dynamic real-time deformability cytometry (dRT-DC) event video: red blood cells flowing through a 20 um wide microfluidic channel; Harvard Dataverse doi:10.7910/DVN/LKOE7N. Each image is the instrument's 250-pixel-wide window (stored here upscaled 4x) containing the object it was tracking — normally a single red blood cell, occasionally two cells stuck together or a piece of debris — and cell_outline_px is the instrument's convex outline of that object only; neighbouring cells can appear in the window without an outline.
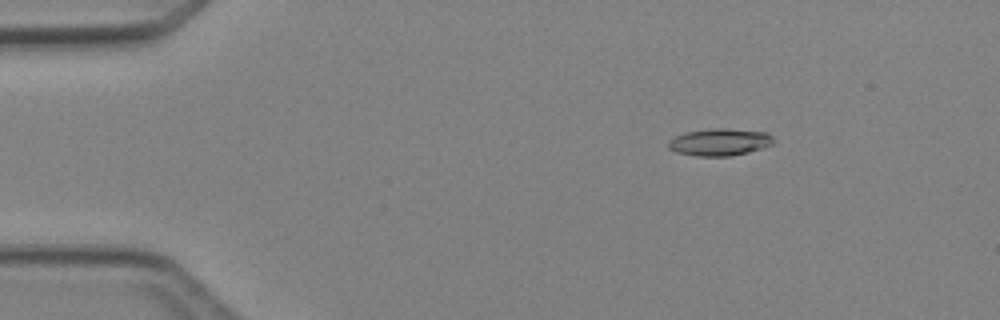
{"species": "Egyptian fruit bat (a non-hibernating species)", "species_latin": "Rousettus aegyptiacus", "temperature_condition": "cold", "stored_images_in_passage": 4, "camera_frame_rate_fps": 3000, "um_per_image_px": 0.085, "animal": {"sex": "female"}, "frame": {"image": 1, "passage_image": 2, "time_ms": 1.0, "image_size_px": [1000, 320], "cell_outline_px": [[772, 144], [748, 152], [728, 156], [696, 156], [676, 152], [668, 148], [668, 140], [684, 132], [708, 128], [728, 128], [768, 132], [772, 136]], "centroid_in_image_um": [61.13, 12.06], "position_along_channel_um": 23.9, "area_um2": 16.7}}
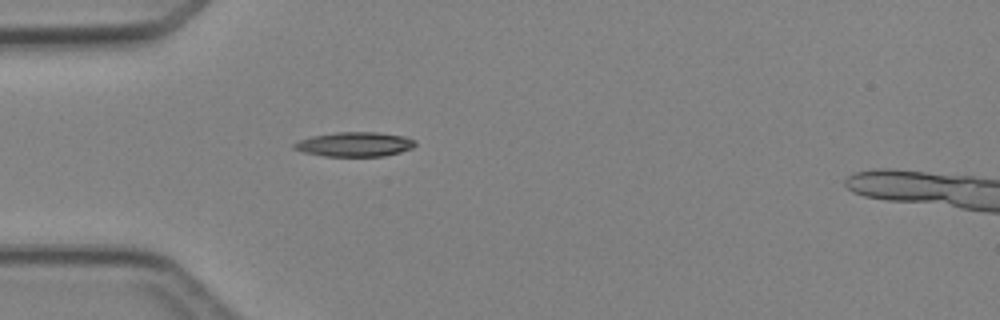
{"frame": {"image": 2, "passage_image": 4, "time_ms": 3.333, "image_size_px": [1000, 320], "cell_outline_px": [[416, 144], [412, 148], [400, 152], [384, 156], [324, 156], [304, 152], [292, 148], [292, 144], [300, 140], [312, 136], [336, 132], [376, 132], [404, 136], [416, 140]], "centroid_in_image_um": [30.15, 12.26], "position_along_channel_um": 54.8, "area_um2": 17.28}}